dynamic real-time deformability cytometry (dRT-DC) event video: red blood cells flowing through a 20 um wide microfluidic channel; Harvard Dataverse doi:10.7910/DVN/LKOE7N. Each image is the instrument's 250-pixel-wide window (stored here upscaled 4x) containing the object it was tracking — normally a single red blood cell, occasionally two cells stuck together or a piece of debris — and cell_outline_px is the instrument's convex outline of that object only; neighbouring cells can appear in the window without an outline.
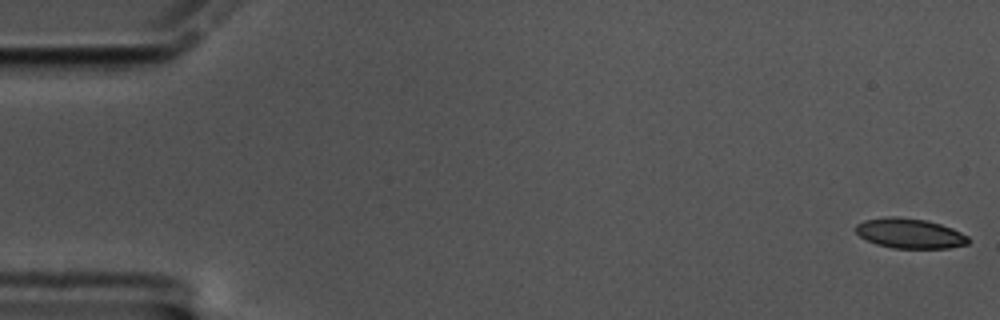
{"species": "common noctule bat (a hibernating species)", "species_latin": "Nyctalus noctula", "temperature_condition": "cold", "stored_images_in_passage": 56, "camera_frame_rate_fps": 3000, "um_per_image_px": 0.085, "animal": {"sex": "male", "body_mass_g": 17.5, "forearm_length_mm": 52.3}, "frame": {"image": 1, "passage_image": 1, "time_ms": 0.0, "image_size_px": [1000, 320], "cell_outline_px": [[968, 244], [948, 248], [892, 248], [876, 244], [860, 236], [856, 232], [856, 224], [864, 220], [888, 216], [900, 216], [924, 220], [940, 224], [952, 228], [968, 236]], "centroid_in_image_um": [77.32, 19.83], "position_along_channel_um": 7.7, "area_um2": 19.59}}
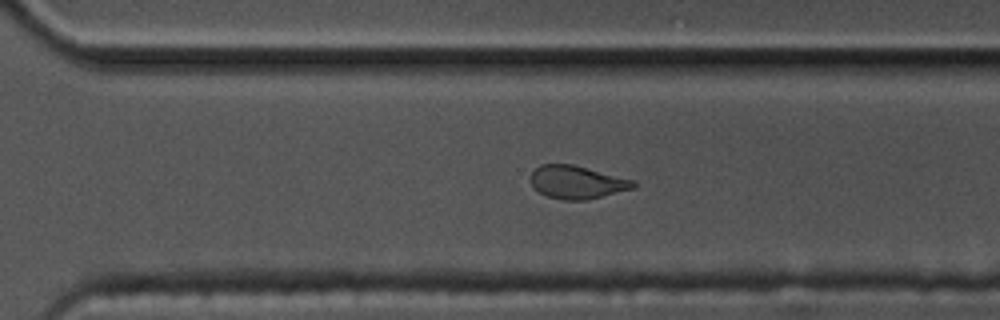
{"frame": {"image": 2, "passage_image": 41, "time_ms": 13.333, "image_size_px": [1000, 320], "cell_outline_px": [[636, 188], [584, 200], [564, 200], [548, 196], [532, 188], [532, 172], [540, 164], [572, 164], [636, 180]], "centroid_in_image_um": [49.07, 15.48], "position_along_channel_um": 321.5, "area_um2": 19.71}}
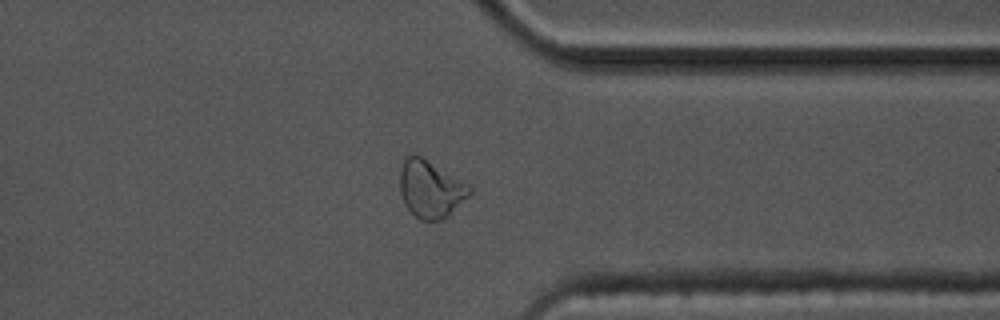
{"frame": {"image": 3, "passage_image": 46, "time_ms": 15.0, "image_size_px": [1000, 320], "cell_outline_px": [[472, 192], [448, 216], [440, 220], [420, 220], [404, 204], [400, 192], [400, 168], [404, 160], [408, 156], [420, 156], [468, 184], [472, 188]], "centroid_in_image_um": [36.59, 16.09], "position_along_channel_um": 374.8, "area_um2": 22.83}, "authors_computed_cell_mechanics": {"area_um2": 20.7213, "velocity_mm_per_s": 3.4056, "shape_relaxation_time_tau1_ms": 8.6258, "shape_relaxation_time_tau2_ms": 2.5894, "deformation_change_tau1": 0.1732, "deformation_change_tau2": 0.0941}}